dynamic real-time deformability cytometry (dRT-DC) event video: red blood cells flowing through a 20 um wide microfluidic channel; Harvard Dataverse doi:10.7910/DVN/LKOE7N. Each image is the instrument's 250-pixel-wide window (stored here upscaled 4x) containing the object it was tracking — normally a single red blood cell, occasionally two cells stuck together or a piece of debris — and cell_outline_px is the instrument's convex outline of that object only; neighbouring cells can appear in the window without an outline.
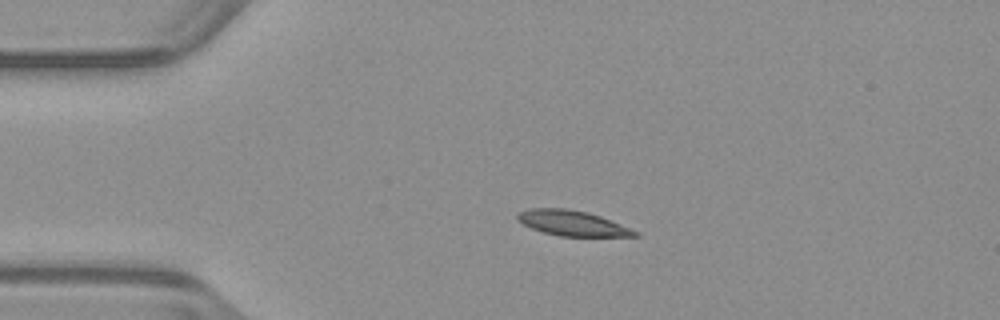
{"species": "common noctule bat (a hibernating species)", "species_latin": "Nyctalus noctula", "temperature_condition": "warm", "stored_images_in_passage": 42, "camera_frame_rate_fps": 3000, "um_per_image_px": 0.085, "animal": {"sex": "male", "body_mass_g": 23.1, "forearm_length_mm": 52.7}, "frame": {"image": 1, "passage_image": 1, "time_ms": 0.0, "image_size_px": [1000, 320], "cell_outline_px": [[640, 236], [560, 236], [544, 232], [532, 228], [524, 224], [516, 216], [520, 212], [528, 208], [564, 208], [588, 212], [600, 216], [640, 232]], "centroid_in_image_um": [48.67, 18.96], "position_along_channel_um": 36.3, "area_um2": 17.05}}
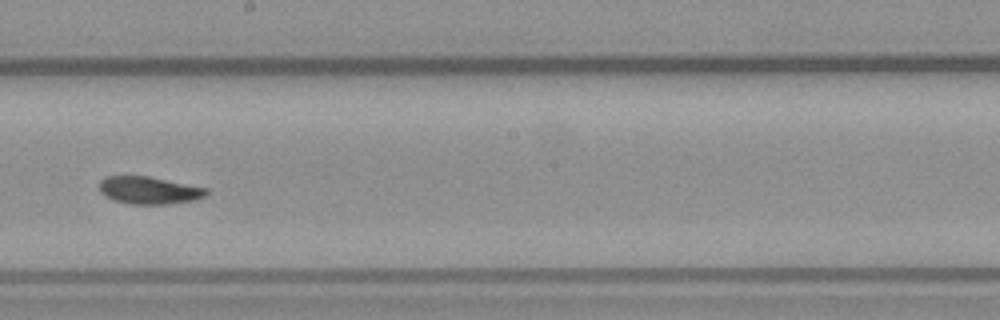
{"frame": {"image": 2, "passage_image": 19, "time_ms": 6.0, "image_size_px": [1000, 320], "cell_outline_px": [[208, 196], [192, 200], [168, 204], [128, 204], [112, 200], [104, 196], [100, 192], [100, 180], [104, 176], [148, 176], [208, 188]], "centroid_in_image_um": [12.65, 16.18], "position_along_channel_um": 235.5, "area_um2": 17.28}}
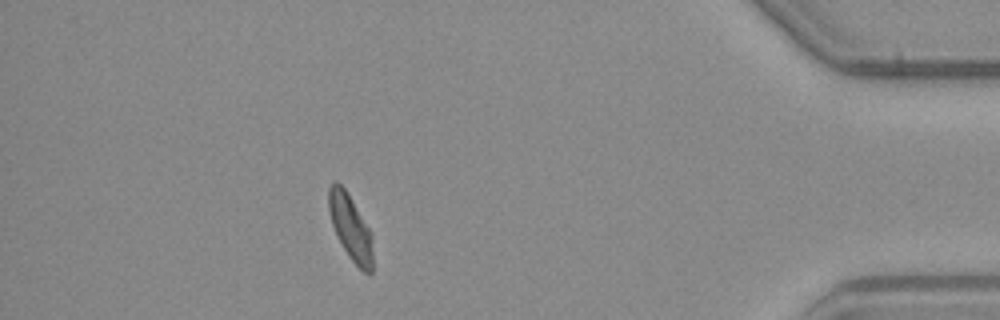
{"frame": {"image": 3, "passage_image": 36, "time_ms": 11.667, "image_size_px": [1000, 320], "cell_outline_px": [[372, 272], [364, 272], [348, 256], [332, 224], [328, 208], [328, 188], [332, 180], [336, 180], [344, 188], [372, 232]], "centroid_in_image_um": [29.78, 19.28], "position_along_channel_um": 405.4, "area_um2": 16.59}, "authors_computed_cell_mechanics": {"area_um2": 17.2822, "velocity_mm_per_s": 3.9258, "shape_relaxation_time_tau1_ms": 5.8609, "shape_relaxation_time_tau2_ms": 4.217, "deformation_change_tau1": 0.1598, "deformation_change_tau2": 0.0782}}